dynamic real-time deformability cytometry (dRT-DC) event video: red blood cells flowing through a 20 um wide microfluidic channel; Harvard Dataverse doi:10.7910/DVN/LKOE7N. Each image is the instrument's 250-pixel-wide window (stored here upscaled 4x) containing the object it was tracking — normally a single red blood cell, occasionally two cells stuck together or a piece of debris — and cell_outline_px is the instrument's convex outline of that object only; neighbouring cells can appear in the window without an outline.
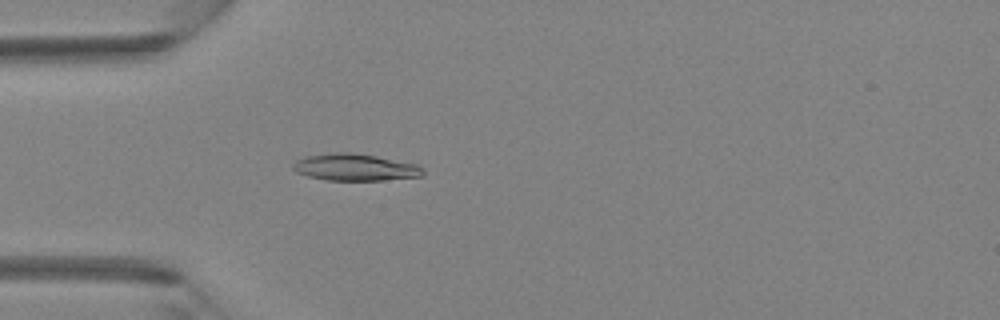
{"species": "Egyptian fruit bat (a non-hibernating species)", "species_latin": "Rousettus aegyptiacus", "temperature_condition": "room temperature", "stored_images_in_passage": 44, "camera_frame_rate_fps": 3000, "um_per_image_px": 0.085, "animal": {"sex": "female"}, "frame": {"image": 1, "passage_image": 13, "time_ms": 4.0, "image_size_px": [1000, 320], "cell_outline_px": [[424, 176], [384, 180], [328, 180], [308, 176], [296, 172], [292, 168], [292, 164], [296, 160], [304, 156], [336, 152], [352, 152], [376, 156], [416, 164], [424, 168]], "centroid_in_image_um": [30.18, 14.22], "position_along_channel_um": 54.8, "area_um2": 20.46}}
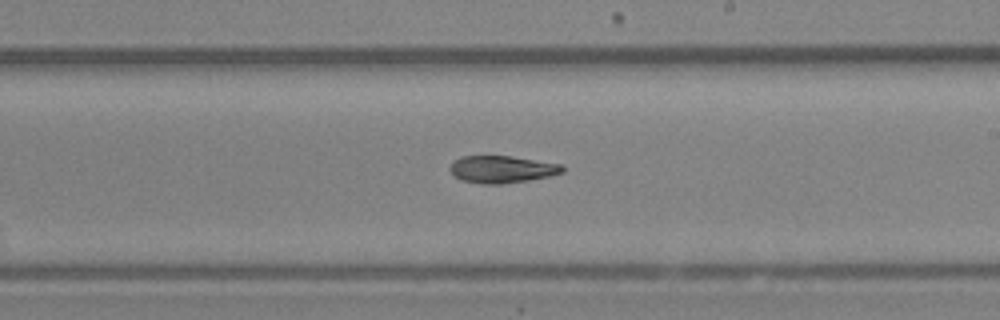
{"frame": {"image": 2, "passage_image": 26, "time_ms": 8.333, "image_size_px": [1000, 320], "cell_outline_px": [[564, 172], [548, 176], [528, 180], [500, 184], [484, 184], [460, 180], [448, 168], [452, 160], [460, 156], [512, 156], [564, 164]], "centroid_in_image_um": [42.65, 14.38], "position_along_channel_um": 246.3, "area_um2": 17.98}}
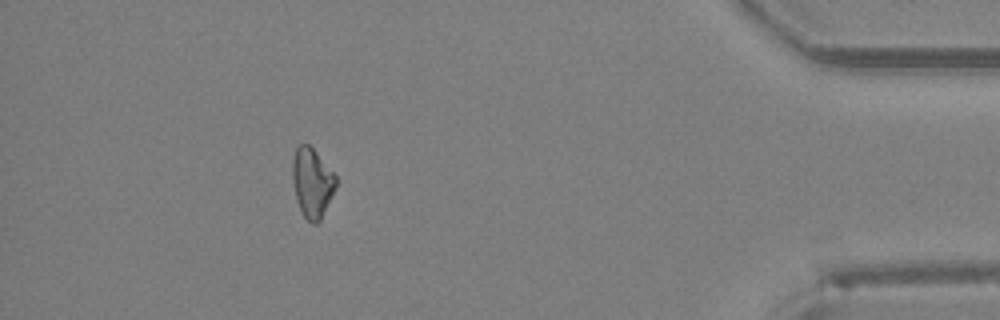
{"frame": {"image": 3, "passage_image": 40, "time_ms": 13.0, "image_size_px": [1000, 320], "cell_outline_px": [[336, 188], [320, 220], [316, 224], [312, 224], [304, 216], [296, 200], [292, 180], [292, 156], [296, 148], [300, 144], [308, 144], [316, 152], [336, 176]], "centroid_in_image_um": [26.51, 15.52], "position_along_channel_um": 408.7, "area_um2": 17.51}}